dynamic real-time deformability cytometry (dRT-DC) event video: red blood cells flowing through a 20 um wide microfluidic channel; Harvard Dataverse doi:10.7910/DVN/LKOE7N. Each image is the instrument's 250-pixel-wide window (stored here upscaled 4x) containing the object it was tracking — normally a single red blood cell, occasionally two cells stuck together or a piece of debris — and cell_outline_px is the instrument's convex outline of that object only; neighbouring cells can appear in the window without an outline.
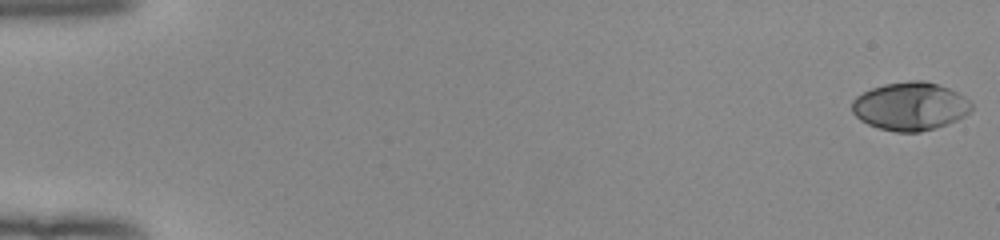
{"species": "human", "species_latin": "Homo sapiens", "temperature_condition": "room temperature", "stored_images_in_passage": 53, "camera_frame_rate_fps": 3000, "um_per_image_px": 0.085, "donor": {"sex": "female"}, "frame": {"image": 1, "passage_image": 1, "time_ms": 0.0, "image_size_px": [1000, 240], "cell_outline_px": [[972, 108], [964, 116], [956, 120], [936, 128], [920, 132], [896, 132], [880, 128], [868, 124], [860, 120], [852, 112], [852, 100], [856, 96], [872, 88], [884, 84], [912, 80], [924, 80], [948, 88], [964, 96], [972, 104]], "centroid_in_image_um": [77.35, 9.03], "position_along_channel_um": 7.6, "area_um2": 33.41}}
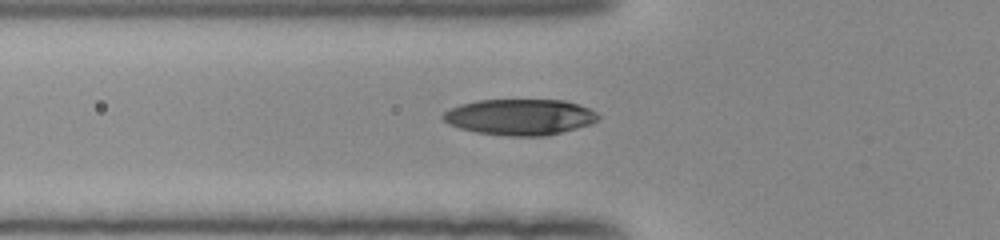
{"frame": {"image": 2, "passage_image": 20, "time_ms": 6.333, "image_size_px": [1000, 240], "cell_outline_px": [[600, 120], [592, 124], [544, 136], [508, 136], [476, 132], [460, 128], [448, 124], [440, 116], [444, 112], [460, 104], [480, 100], [564, 100], [580, 104], [596, 112], [600, 116]], "centroid_in_image_um": [44.21, 9.94], "position_along_channel_um": 81.6, "area_um2": 32.6}}
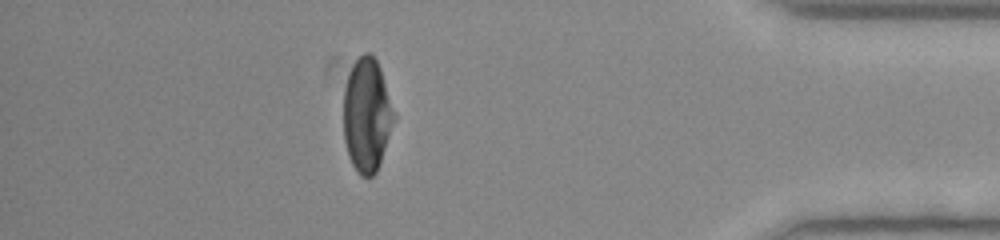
{"frame": {"image": 3, "passage_image": 47, "time_ms": 15.333, "image_size_px": [1000, 240], "cell_outline_px": [[396, 116], [380, 164], [376, 172], [372, 176], [360, 176], [356, 172], [348, 156], [344, 140], [344, 88], [352, 64], [364, 52], [372, 52], [380, 68]], "centroid_in_image_um": [31.18, 9.79], "position_along_channel_um": 404.0, "area_um2": 33.58}, "authors_computed_cell_mechanics": {"area_um2": 33.1194, "velocity_mm_per_s": 3.9959, "shape_relaxation_time_tau1_ms": 4.4436, "shape_relaxation_time_tau2_ms": 1.8653, "deformation_change_tau1": 0.2144, "deformation_change_tau2": 0.0368}}